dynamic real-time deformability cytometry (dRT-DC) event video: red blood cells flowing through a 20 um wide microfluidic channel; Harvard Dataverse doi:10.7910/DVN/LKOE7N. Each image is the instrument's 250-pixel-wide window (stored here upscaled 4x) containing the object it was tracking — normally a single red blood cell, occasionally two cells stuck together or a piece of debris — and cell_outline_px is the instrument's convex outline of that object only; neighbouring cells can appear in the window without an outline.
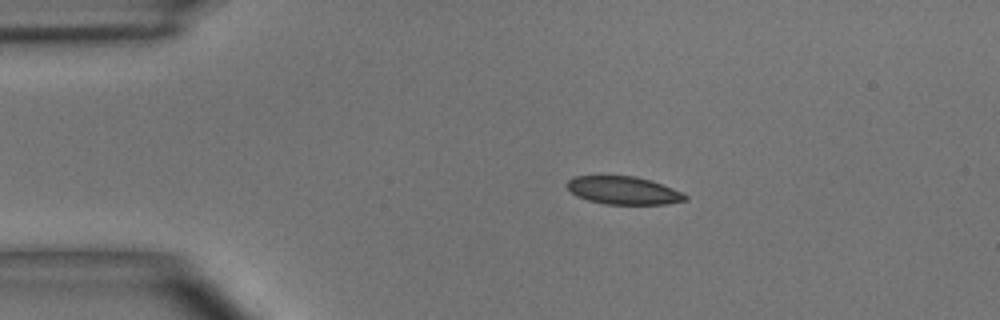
{"species": "common noctule bat (a hibernating species)", "species_latin": "Nyctalus noctula", "temperature_condition": "room temperature", "stored_images_in_passage": 4, "camera_frame_rate_fps": 3000, "um_per_image_px": 0.085, "animal": {"sex": "male", "body_mass_g": 15.6}, "frame": {"image": 1, "passage_image": 1, "time_ms": 0.0, "image_size_px": [1000, 320], "cell_outline_px": [[688, 200], [668, 204], [604, 204], [588, 200], [576, 196], [564, 184], [568, 180], [576, 176], [636, 176], [672, 188], [688, 196]], "centroid_in_image_um": [52.97, 16.19], "position_along_channel_um": 32.0, "area_um2": 19.13}}
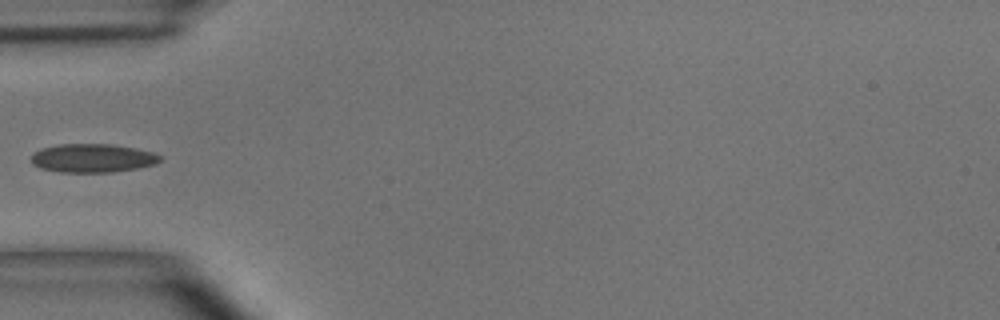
{"frame": {"image": 2, "passage_image": 2, "time_ms": 2.333, "image_size_px": [1000, 320], "cell_outline_px": [[164, 160], [156, 164], [136, 168], [112, 172], [60, 172], [40, 168], [32, 164], [32, 156], [40, 148], [60, 144], [112, 144], [136, 148], [152, 152], [164, 156]], "centroid_in_image_um": [7.92, 13.44], "position_along_channel_um": 77.1, "area_um2": 21.62}}
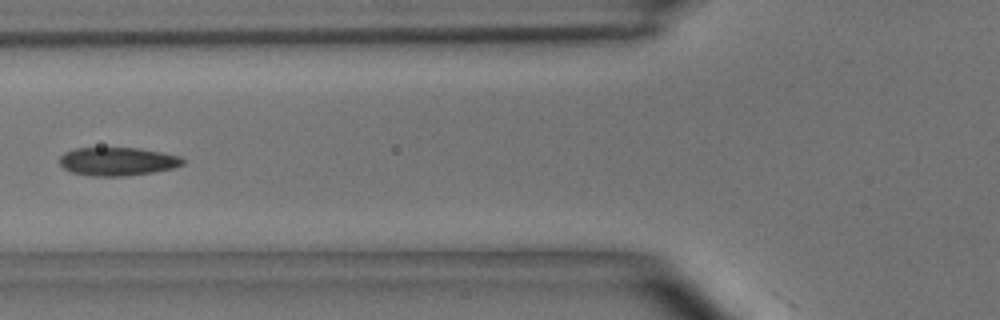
{"frame": {"image": 3, "passage_image": 3, "time_ms": 3.333, "image_size_px": [1000, 320], "cell_outline_px": [[184, 164], [176, 168], [152, 172], [124, 176], [92, 176], [72, 172], [64, 168], [60, 164], [60, 156], [64, 152], [76, 148], [140, 148], [180, 156], [184, 160]], "centroid_in_image_um": [10.0, 13.72], "position_along_channel_um": 115.8, "area_um2": 20.35}}